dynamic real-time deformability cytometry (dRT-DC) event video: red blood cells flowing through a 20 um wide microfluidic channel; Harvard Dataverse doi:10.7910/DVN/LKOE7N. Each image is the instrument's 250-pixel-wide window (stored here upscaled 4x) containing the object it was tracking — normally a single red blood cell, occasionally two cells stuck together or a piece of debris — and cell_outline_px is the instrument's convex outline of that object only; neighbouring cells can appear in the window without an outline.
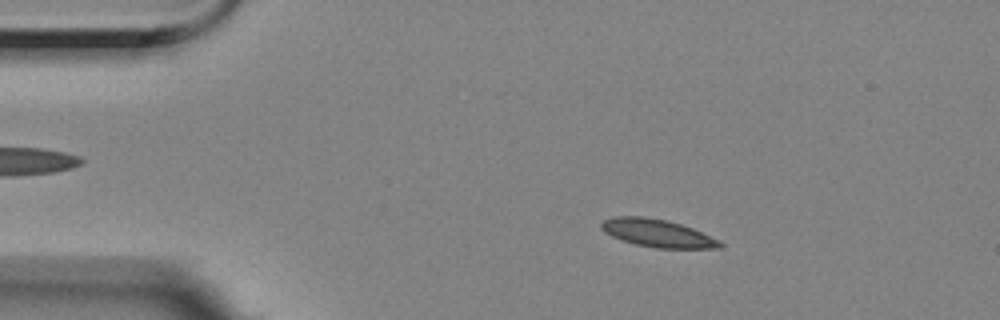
{"species": "Egyptian fruit bat (a non-hibernating species)", "species_latin": "Rousettus aegyptiacus", "temperature_condition": "room temperature", "stored_images_in_passage": 53, "camera_frame_rate_fps": 3000, "um_per_image_px": 0.085, "animal": {"sex": "female"}, "frame": {"image": 1, "passage_image": 9, "time_ms": 2.667, "image_size_px": [1000, 320], "cell_outline_px": [[724, 244], [720, 248], [656, 248], [636, 244], [612, 236], [604, 232], [600, 228], [600, 224], [604, 220], [616, 216], [640, 216], [668, 220], [692, 228], [720, 240]], "centroid_in_image_um": [55.89, 19.81], "position_along_channel_um": 29.1, "area_um2": 19.07}}
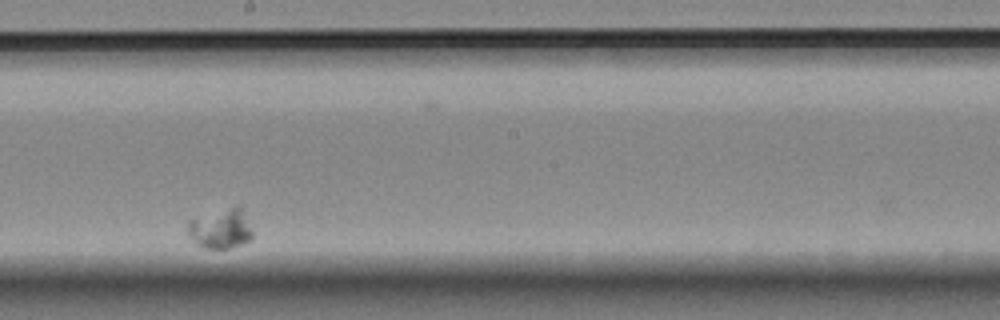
{"frame": {"image": 2, "passage_image": 36, "time_ms": 11.667, "image_size_px": [1000, 320], "cell_outline_px": [[252, 240], [228, 248], [204, 248], [196, 244], [188, 236], [188, 220], [236, 204], [240, 204], [252, 232]], "centroid_in_image_um": [18.75, 19.42], "position_along_channel_um": 229.4, "area_um2": 15.09}}
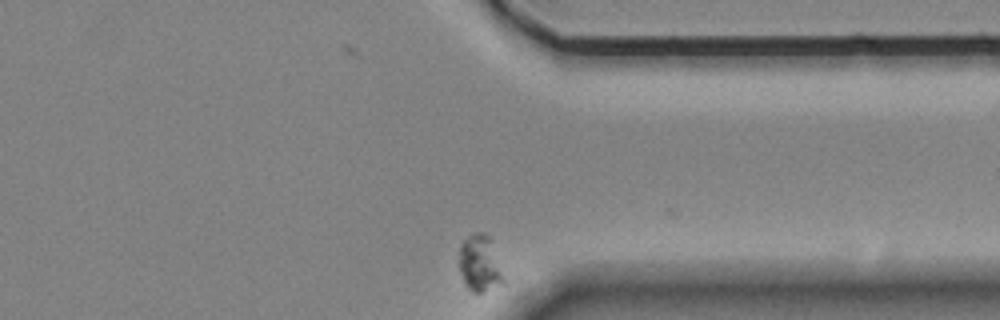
{"frame": {"image": 3, "passage_image": 53, "time_ms": 17.333, "image_size_px": [1000, 320], "cell_outline_px": [[504, 284], [484, 292], [472, 292], [464, 284], [460, 272], [460, 244], [468, 236], [476, 232], [484, 232], [492, 240], [504, 280]], "centroid_in_image_um": [40.79, 22.41], "position_along_channel_um": 370.6, "area_um2": 14.62}}